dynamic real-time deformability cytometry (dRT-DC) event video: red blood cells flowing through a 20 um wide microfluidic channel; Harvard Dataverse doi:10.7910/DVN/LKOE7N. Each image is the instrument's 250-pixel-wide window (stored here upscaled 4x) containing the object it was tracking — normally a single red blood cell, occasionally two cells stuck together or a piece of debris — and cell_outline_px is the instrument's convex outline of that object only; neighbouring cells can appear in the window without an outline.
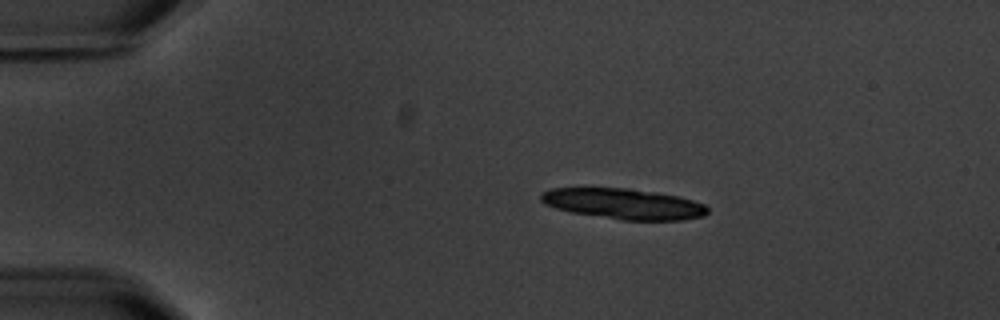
{"species": "common noctule bat (a hibernating species)", "species_latin": "Nyctalus noctula", "temperature_condition": "warm", "stored_images_in_passage": 6, "camera_frame_rate_fps": 3000, "um_per_image_px": 0.085, "animal": {"sex": "male", "body_mass_g": 20.1, "forearm_length_mm": 53.5}, "frame": {"image": 1, "passage_image": 3, "time_ms": 2.333, "image_size_px": [1000, 320], "cell_outline_px": [[708, 212], [704, 216], [680, 220], [624, 220], [572, 212], [556, 208], [544, 204], [540, 200], [540, 192], [552, 188], [628, 188], [656, 192], [676, 196], [692, 200], [704, 204], [708, 208]], "centroid_in_image_um": [52.98, 17.32], "position_along_channel_um": 32.0, "area_um2": 29.59}}